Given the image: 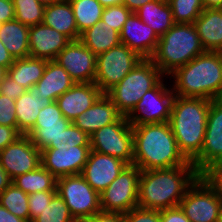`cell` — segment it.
I'll return each mask as SVG.
<instances>
[{
  "label": "cell",
  "mask_w": 222,
  "mask_h": 222,
  "mask_svg": "<svg viewBox=\"0 0 222 222\" xmlns=\"http://www.w3.org/2000/svg\"><path fill=\"white\" fill-rule=\"evenodd\" d=\"M199 176L191 162L168 169L141 171L138 206L157 210L177 207Z\"/></svg>",
  "instance_id": "6da1fadb"
},
{
  "label": "cell",
  "mask_w": 222,
  "mask_h": 222,
  "mask_svg": "<svg viewBox=\"0 0 222 222\" xmlns=\"http://www.w3.org/2000/svg\"><path fill=\"white\" fill-rule=\"evenodd\" d=\"M133 132V164L142 171L184 166L189 161L179 151L169 122L137 125Z\"/></svg>",
  "instance_id": "7a4b0ae2"
},
{
  "label": "cell",
  "mask_w": 222,
  "mask_h": 222,
  "mask_svg": "<svg viewBox=\"0 0 222 222\" xmlns=\"http://www.w3.org/2000/svg\"><path fill=\"white\" fill-rule=\"evenodd\" d=\"M170 75L175 80L172 87L175 96L222 98L221 52L205 51Z\"/></svg>",
  "instance_id": "3957f363"
},
{
  "label": "cell",
  "mask_w": 222,
  "mask_h": 222,
  "mask_svg": "<svg viewBox=\"0 0 222 222\" xmlns=\"http://www.w3.org/2000/svg\"><path fill=\"white\" fill-rule=\"evenodd\" d=\"M211 101L199 97H174L169 124L179 151L189 162L201 152Z\"/></svg>",
  "instance_id": "277c9868"
},
{
  "label": "cell",
  "mask_w": 222,
  "mask_h": 222,
  "mask_svg": "<svg viewBox=\"0 0 222 222\" xmlns=\"http://www.w3.org/2000/svg\"><path fill=\"white\" fill-rule=\"evenodd\" d=\"M204 52L195 26L191 23H175L159 38L151 60L164 76H169Z\"/></svg>",
  "instance_id": "5b68a950"
},
{
  "label": "cell",
  "mask_w": 222,
  "mask_h": 222,
  "mask_svg": "<svg viewBox=\"0 0 222 222\" xmlns=\"http://www.w3.org/2000/svg\"><path fill=\"white\" fill-rule=\"evenodd\" d=\"M164 77L151 59H142L118 84L105 94L117 110L127 116L147 91Z\"/></svg>",
  "instance_id": "8992f818"
},
{
  "label": "cell",
  "mask_w": 222,
  "mask_h": 222,
  "mask_svg": "<svg viewBox=\"0 0 222 222\" xmlns=\"http://www.w3.org/2000/svg\"><path fill=\"white\" fill-rule=\"evenodd\" d=\"M56 190L76 222H81L101 211L100 194L81 174L57 178Z\"/></svg>",
  "instance_id": "52a82bcc"
},
{
  "label": "cell",
  "mask_w": 222,
  "mask_h": 222,
  "mask_svg": "<svg viewBox=\"0 0 222 222\" xmlns=\"http://www.w3.org/2000/svg\"><path fill=\"white\" fill-rule=\"evenodd\" d=\"M143 58L120 44L96 56L94 83L103 93L118 84Z\"/></svg>",
  "instance_id": "ba28073f"
},
{
  "label": "cell",
  "mask_w": 222,
  "mask_h": 222,
  "mask_svg": "<svg viewBox=\"0 0 222 222\" xmlns=\"http://www.w3.org/2000/svg\"><path fill=\"white\" fill-rule=\"evenodd\" d=\"M91 150L133 164V132L126 116L106 125L90 136Z\"/></svg>",
  "instance_id": "9c48e42d"
},
{
  "label": "cell",
  "mask_w": 222,
  "mask_h": 222,
  "mask_svg": "<svg viewBox=\"0 0 222 222\" xmlns=\"http://www.w3.org/2000/svg\"><path fill=\"white\" fill-rule=\"evenodd\" d=\"M141 169L127 165L120 175L100 194L101 211L127 213L138 206V188Z\"/></svg>",
  "instance_id": "30bf717a"
},
{
  "label": "cell",
  "mask_w": 222,
  "mask_h": 222,
  "mask_svg": "<svg viewBox=\"0 0 222 222\" xmlns=\"http://www.w3.org/2000/svg\"><path fill=\"white\" fill-rule=\"evenodd\" d=\"M174 97L172 88H166L162 79L153 89L146 92L126 116L129 124L133 127L169 122Z\"/></svg>",
  "instance_id": "8fae6325"
},
{
  "label": "cell",
  "mask_w": 222,
  "mask_h": 222,
  "mask_svg": "<svg viewBox=\"0 0 222 222\" xmlns=\"http://www.w3.org/2000/svg\"><path fill=\"white\" fill-rule=\"evenodd\" d=\"M221 200L200 175L180 201V208L191 222H218Z\"/></svg>",
  "instance_id": "7c38bea8"
},
{
  "label": "cell",
  "mask_w": 222,
  "mask_h": 222,
  "mask_svg": "<svg viewBox=\"0 0 222 222\" xmlns=\"http://www.w3.org/2000/svg\"><path fill=\"white\" fill-rule=\"evenodd\" d=\"M191 163L200 174L209 166L222 163V99L210 103L203 146Z\"/></svg>",
  "instance_id": "4fadbf2b"
},
{
  "label": "cell",
  "mask_w": 222,
  "mask_h": 222,
  "mask_svg": "<svg viewBox=\"0 0 222 222\" xmlns=\"http://www.w3.org/2000/svg\"><path fill=\"white\" fill-rule=\"evenodd\" d=\"M90 146L53 147L41 151V165L56 178L81 174Z\"/></svg>",
  "instance_id": "5bb4252c"
},
{
  "label": "cell",
  "mask_w": 222,
  "mask_h": 222,
  "mask_svg": "<svg viewBox=\"0 0 222 222\" xmlns=\"http://www.w3.org/2000/svg\"><path fill=\"white\" fill-rule=\"evenodd\" d=\"M0 163L13 180L41 165V151L28 135H21L0 152Z\"/></svg>",
  "instance_id": "9a60e30c"
},
{
  "label": "cell",
  "mask_w": 222,
  "mask_h": 222,
  "mask_svg": "<svg viewBox=\"0 0 222 222\" xmlns=\"http://www.w3.org/2000/svg\"><path fill=\"white\" fill-rule=\"evenodd\" d=\"M76 83H94L96 55L80 40L71 41L56 57Z\"/></svg>",
  "instance_id": "2e32d148"
},
{
  "label": "cell",
  "mask_w": 222,
  "mask_h": 222,
  "mask_svg": "<svg viewBox=\"0 0 222 222\" xmlns=\"http://www.w3.org/2000/svg\"><path fill=\"white\" fill-rule=\"evenodd\" d=\"M127 165L119 158L91 150L81 175L101 194Z\"/></svg>",
  "instance_id": "e0dca14e"
},
{
  "label": "cell",
  "mask_w": 222,
  "mask_h": 222,
  "mask_svg": "<svg viewBox=\"0 0 222 222\" xmlns=\"http://www.w3.org/2000/svg\"><path fill=\"white\" fill-rule=\"evenodd\" d=\"M159 36L136 13L124 23L120 33L121 44L128 46L143 59H151L156 51Z\"/></svg>",
  "instance_id": "ac0fdd59"
},
{
  "label": "cell",
  "mask_w": 222,
  "mask_h": 222,
  "mask_svg": "<svg viewBox=\"0 0 222 222\" xmlns=\"http://www.w3.org/2000/svg\"><path fill=\"white\" fill-rule=\"evenodd\" d=\"M30 56L48 61L55 60L57 55L71 42L64 34L44 23L29 28Z\"/></svg>",
  "instance_id": "d6986e66"
},
{
  "label": "cell",
  "mask_w": 222,
  "mask_h": 222,
  "mask_svg": "<svg viewBox=\"0 0 222 222\" xmlns=\"http://www.w3.org/2000/svg\"><path fill=\"white\" fill-rule=\"evenodd\" d=\"M103 94L95 83H76L56 99L63 116L73 122Z\"/></svg>",
  "instance_id": "ffe728a7"
},
{
  "label": "cell",
  "mask_w": 222,
  "mask_h": 222,
  "mask_svg": "<svg viewBox=\"0 0 222 222\" xmlns=\"http://www.w3.org/2000/svg\"><path fill=\"white\" fill-rule=\"evenodd\" d=\"M122 114L117 110L110 98L103 93L98 100L72 122L88 136L102 127L116 122Z\"/></svg>",
  "instance_id": "44dd1931"
},
{
  "label": "cell",
  "mask_w": 222,
  "mask_h": 222,
  "mask_svg": "<svg viewBox=\"0 0 222 222\" xmlns=\"http://www.w3.org/2000/svg\"><path fill=\"white\" fill-rule=\"evenodd\" d=\"M193 25L205 51H222V9H204Z\"/></svg>",
  "instance_id": "7402d4cb"
},
{
  "label": "cell",
  "mask_w": 222,
  "mask_h": 222,
  "mask_svg": "<svg viewBox=\"0 0 222 222\" xmlns=\"http://www.w3.org/2000/svg\"><path fill=\"white\" fill-rule=\"evenodd\" d=\"M52 102L51 99L40 98L35 85L27 89L15 100L17 131L21 135H26L35 126L40 110Z\"/></svg>",
  "instance_id": "603a6c76"
},
{
  "label": "cell",
  "mask_w": 222,
  "mask_h": 222,
  "mask_svg": "<svg viewBox=\"0 0 222 222\" xmlns=\"http://www.w3.org/2000/svg\"><path fill=\"white\" fill-rule=\"evenodd\" d=\"M76 82L68 72L55 60L47 61L43 76L35 84L40 98L56 101L58 97L68 91Z\"/></svg>",
  "instance_id": "cb8c5ba5"
},
{
  "label": "cell",
  "mask_w": 222,
  "mask_h": 222,
  "mask_svg": "<svg viewBox=\"0 0 222 222\" xmlns=\"http://www.w3.org/2000/svg\"><path fill=\"white\" fill-rule=\"evenodd\" d=\"M43 23L64 34L71 41L80 39L74 11L69 1L63 0L45 6Z\"/></svg>",
  "instance_id": "d4e9b609"
},
{
  "label": "cell",
  "mask_w": 222,
  "mask_h": 222,
  "mask_svg": "<svg viewBox=\"0 0 222 222\" xmlns=\"http://www.w3.org/2000/svg\"><path fill=\"white\" fill-rule=\"evenodd\" d=\"M29 28L16 19L0 24V40L14 59L30 56Z\"/></svg>",
  "instance_id": "484cf974"
},
{
  "label": "cell",
  "mask_w": 222,
  "mask_h": 222,
  "mask_svg": "<svg viewBox=\"0 0 222 222\" xmlns=\"http://www.w3.org/2000/svg\"><path fill=\"white\" fill-rule=\"evenodd\" d=\"M136 15L161 37L175 23L167 0H155L140 7Z\"/></svg>",
  "instance_id": "4316f807"
},
{
  "label": "cell",
  "mask_w": 222,
  "mask_h": 222,
  "mask_svg": "<svg viewBox=\"0 0 222 222\" xmlns=\"http://www.w3.org/2000/svg\"><path fill=\"white\" fill-rule=\"evenodd\" d=\"M79 40L96 56L121 44L120 33L102 20L82 32Z\"/></svg>",
  "instance_id": "83f0119b"
},
{
  "label": "cell",
  "mask_w": 222,
  "mask_h": 222,
  "mask_svg": "<svg viewBox=\"0 0 222 222\" xmlns=\"http://www.w3.org/2000/svg\"><path fill=\"white\" fill-rule=\"evenodd\" d=\"M47 61L31 56L15 59L7 69V75L19 86H23L27 90L34 86L43 76Z\"/></svg>",
  "instance_id": "f1b7e54d"
},
{
  "label": "cell",
  "mask_w": 222,
  "mask_h": 222,
  "mask_svg": "<svg viewBox=\"0 0 222 222\" xmlns=\"http://www.w3.org/2000/svg\"><path fill=\"white\" fill-rule=\"evenodd\" d=\"M12 183L28 195L35 192L57 191V178L42 165L36 170L17 176Z\"/></svg>",
  "instance_id": "f546056e"
},
{
  "label": "cell",
  "mask_w": 222,
  "mask_h": 222,
  "mask_svg": "<svg viewBox=\"0 0 222 222\" xmlns=\"http://www.w3.org/2000/svg\"><path fill=\"white\" fill-rule=\"evenodd\" d=\"M69 2L73 8L80 35L101 20L104 7L98 0H71Z\"/></svg>",
  "instance_id": "4dcf8cb0"
},
{
  "label": "cell",
  "mask_w": 222,
  "mask_h": 222,
  "mask_svg": "<svg viewBox=\"0 0 222 222\" xmlns=\"http://www.w3.org/2000/svg\"><path fill=\"white\" fill-rule=\"evenodd\" d=\"M72 122L65 117L59 122L35 123V126L26 134L30 137L32 143L40 150L47 148L51 142L66 130Z\"/></svg>",
  "instance_id": "1f68e13d"
},
{
  "label": "cell",
  "mask_w": 222,
  "mask_h": 222,
  "mask_svg": "<svg viewBox=\"0 0 222 222\" xmlns=\"http://www.w3.org/2000/svg\"><path fill=\"white\" fill-rule=\"evenodd\" d=\"M0 204L15 216L29 222L28 194L13 183L0 194Z\"/></svg>",
  "instance_id": "d6a6232c"
},
{
  "label": "cell",
  "mask_w": 222,
  "mask_h": 222,
  "mask_svg": "<svg viewBox=\"0 0 222 222\" xmlns=\"http://www.w3.org/2000/svg\"><path fill=\"white\" fill-rule=\"evenodd\" d=\"M15 8V19L26 26L43 23L44 10L38 0H12Z\"/></svg>",
  "instance_id": "836d02e7"
},
{
  "label": "cell",
  "mask_w": 222,
  "mask_h": 222,
  "mask_svg": "<svg viewBox=\"0 0 222 222\" xmlns=\"http://www.w3.org/2000/svg\"><path fill=\"white\" fill-rule=\"evenodd\" d=\"M171 8L174 23H191L204 10L202 0H167Z\"/></svg>",
  "instance_id": "e575fe53"
},
{
  "label": "cell",
  "mask_w": 222,
  "mask_h": 222,
  "mask_svg": "<svg viewBox=\"0 0 222 222\" xmlns=\"http://www.w3.org/2000/svg\"><path fill=\"white\" fill-rule=\"evenodd\" d=\"M31 222H76L64 200L56 193L49 205Z\"/></svg>",
  "instance_id": "d590c367"
},
{
  "label": "cell",
  "mask_w": 222,
  "mask_h": 222,
  "mask_svg": "<svg viewBox=\"0 0 222 222\" xmlns=\"http://www.w3.org/2000/svg\"><path fill=\"white\" fill-rule=\"evenodd\" d=\"M90 146V136L73 123L62 132L55 142H51L47 148Z\"/></svg>",
  "instance_id": "8d00e7d4"
},
{
  "label": "cell",
  "mask_w": 222,
  "mask_h": 222,
  "mask_svg": "<svg viewBox=\"0 0 222 222\" xmlns=\"http://www.w3.org/2000/svg\"><path fill=\"white\" fill-rule=\"evenodd\" d=\"M132 12L124 5H115L104 8L101 20L117 32L121 33L124 23Z\"/></svg>",
  "instance_id": "74e56055"
},
{
  "label": "cell",
  "mask_w": 222,
  "mask_h": 222,
  "mask_svg": "<svg viewBox=\"0 0 222 222\" xmlns=\"http://www.w3.org/2000/svg\"><path fill=\"white\" fill-rule=\"evenodd\" d=\"M56 193L57 191H43L28 195L29 222L41 214Z\"/></svg>",
  "instance_id": "f35d334b"
},
{
  "label": "cell",
  "mask_w": 222,
  "mask_h": 222,
  "mask_svg": "<svg viewBox=\"0 0 222 222\" xmlns=\"http://www.w3.org/2000/svg\"><path fill=\"white\" fill-rule=\"evenodd\" d=\"M124 222H161L160 210L134 207L123 214Z\"/></svg>",
  "instance_id": "ab89813d"
},
{
  "label": "cell",
  "mask_w": 222,
  "mask_h": 222,
  "mask_svg": "<svg viewBox=\"0 0 222 222\" xmlns=\"http://www.w3.org/2000/svg\"><path fill=\"white\" fill-rule=\"evenodd\" d=\"M15 100L0 94V125L14 127L17 130Z\"/></svg>",
  "instance_id": "60d3db41"
},
{
  "label": "cell",
  "mask_w": 222,
  "mask_h": 222,
  "mask_svg": "<svg viewBox=\"0 0 222 222\" xmlns=\"http://www.w3.org/2000/svg\"><path fill=\"white\" fill-rule=\"evenodd\" d=\"M200 175L215 190L217 197L222 202V163L209 166Z\"/></svg>",
  "instance_id": "b9f144b4"
},
{
  "label": "cell",
  "mask_w": 222,
  "mask_h": 222,
  "mask_svg": "<svg viewBox=\"0 0 222 222\" xmlns=\"http://www.w3.org/2000/svg\"><path fill=\"white\" fill-rule=\"evenodd\" d=\"M63 118L64 116L59 109L58 104L56 101H53L48 106L40 110L36 123L59 122Z\"/></svg>",
  "instance_id": "7bdbcfd3"
},
{
  "label": "cell",
  "mask_w": 222,
  "mask_h": 222,
  "mask_svg": "<svg viewBox=\"0 0 222 222\" xmlns=\"http://www.w3.org/2000/svg\"><path fill=\"white\" fill-rule=\"evenodd\" d=\"M26 91L23 86H19L8 75L5 76L4 81L1 83L0 94L12 100H17Z\"/></svg>",
  "instance_id": "ee69618b"
},
{
  "label": "cell",
  "mask_w": 222,
  "mask_h": 222,
  "mask_svg": "<svg viewBox=\"0 0 222 222\" xmlns=\"http://www.w3.org/2000/svg\"><path fill=\"white\" fill-rule=\"evenodd\" d=\"M161 222H191L180 206L160 210Z\"/></svg>",
  "instance_id": "f6af8a7d"
},
{
  "label": "cell",
  "mask_w": 222,
  "mask_h": 222,
  "mask_svg": "<svg viewBox=\"0 0 222 222\" xmlns=\"http://www.w3.org/2000/svg\"><path fill=\"white\" fill-rule=\"evenodd\" d=\"M81 222H124L123 214L100 211Z\"/></svg>",
  "instance_id": "bcb514c9"
},
{
  "label": "cell",
  "mask_w": 222,
  "mask_h": 222,
  "mask_svg": "<svg viewBox=\"0 0 222 222\" xmlns=\"http://www.w3.org/2000/svg\"><path fill=\"white\" fill-rule=\"evenodd\" d=\"M20 136L14 127L0 125V152Z\"/></svg>",
  "instance_id": "7dc6e473"
},
{
  "label": "cell",
  "mask_w": 222,
  "mask_h": 222,
  "mask_svg": "<svg viewBox=\"0 0 222 222\" xmlns=\"http://www.w3.org/2000/svg\"><path fill=\"white\" fill-rule=\"evenodd\" d=\"M15 19V8L12 0H0V24Z\"/></svg>",
  "instance_id": "c3c4849f"
},
{
  "label": "cell",
  "mask_w": 222,
  "mask_h": 222,
  "mask_svg": "<svg viewBox=\"0 0 222 222\" xmlns=\"http://www.w3.org/2000/svg\"><path fill=\"white\" fill-rule=\"evenodd\" d=\"M14 61L15 59L11 56L3 42L0 40V66L8 69Z\"/></svg>",
  "instance_id": "681fc988"
},
{
  "label": "cell",
  "mask_w": 222,
  "mask_h": 222,
  "mask_svg": "<svg viewBox=\"0 0 222 222\" xmlns=\"http://www.w3.org/2000/svg\"><path fill=\"white\" fill-rule=\"evenodd\" d=\"M0 222H26V221L24 219L15 216L0 204Z\"/></svg>",
  "instance_id": "f907efd6"
},
{
  "label": "cell",
  "mask_w": 222,
  "mask_h": 222,
  "mask_svg": "<svg viewBox=\"0 0 222 222\" xmlns=\"http://www.w3.org/2000/svg\"><path fill=\"white\" fill-rule=\"evenodd\" d=\"M155 0H123V4L132 12L135 13L140 7L146 3H150Z\"/></svg>",
  "instance_id": "816d5d0a"
},
{
  "label": "cell",
  "mask_w": 222,
  "mask_h": 222,
  "mask_svg": "<svg viewBox=\"0 0 222 222\" xmlns=\"http://www.w3.org/2000/svg\"><path fill=\"white\" fill-rule=\"evenodd\" d=\"M12 184V179L0 163V194Z\"/></svg>",
  "instance_id": "f5cc1de1"
},
{
  "label": "cell",
  "mask_w": 222,
  "mask_h": 222,
  "mask_svg": "<svg viewBox=\"0 0 222 222\" xmlns=\"http://www.w3.org/2000/svg\"><path fill=\"white\" fill-rule=\"evenodd\" d=\"M204 9H222V0H202Z\"/></svg>",
  "instance_id": "db71d44e"
},
{
  "label": "cell",
  "mask_w": 222,
  "mask_h": 222,
  "mask_svg": "<svg viewBox=\"0 0 222 222\" xmlns=\"http://www.w3.org/2000/svg\"><path fill=\"white\" fill-rule=\"evenodd\" d=\"M98 1L104 8L123 4V0H98Z\"/></svg>",
  "instance_id": "11a10c76"
},
{
  "label": "cell",
  "mask_w": 222,
  "mask_h": 222,
  "mask_svg": "<svg viewBox=\"0 0 222 222\" xmlns=\"http://www.w3.org/2000/svg\"><path fill=\"white\" fill-rule=\"evenodd\" d=\"M6 75H7V68L0 66V89H1V83L4 81Z\"/></svg>",
  "instance_id": "9f6ffc18"
},
{
  "label": "cell",
  "mask_w": 222,
  "mask_h": 222,
  "mask_svg": "<svg viewBox=\"0 0 222 222\" xmlns=\"http://www.w3.org/2000/svg\"><path fill=\"white\" fill-rule=\"evenodd\" d=\"M43 6H49L54 3H58L63 0H38Z\"/></svg>",
  "instance_id": "6f0895ef"
},
{
  "label": "cell",
  "mask_w": 222,
  "mask_h": 222,
  "mask_svg": "<svg viewBox=\"0 0 222 222\" xmlns=\"http://www.w3.org/2000/svg\"><path fill=\"white\" fill-rule=\"evenodd\" d=\"M218 222H222V204L219 210V217H218Z\"/></svg>",
  "instance_id": "680465c9"
}]
</instances>
